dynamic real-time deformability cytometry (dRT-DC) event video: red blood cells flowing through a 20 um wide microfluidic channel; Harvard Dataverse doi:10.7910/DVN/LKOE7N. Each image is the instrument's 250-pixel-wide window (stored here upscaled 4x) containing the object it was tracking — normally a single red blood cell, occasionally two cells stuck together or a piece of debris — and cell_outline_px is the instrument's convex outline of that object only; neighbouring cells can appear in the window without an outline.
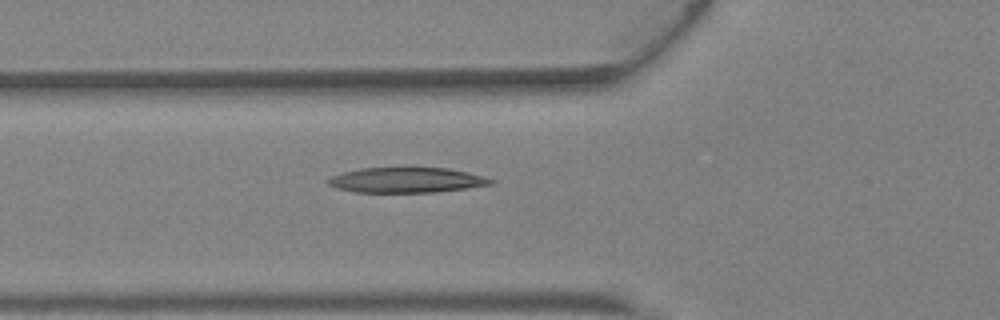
{"species": "Egyptian fruit bat (a non-hibernating species)", "species_latin": "Rousettus aegyptiacus", "temperature_condition": "warm", "stored_images_in_passage": 5, "camera_frame_rate_fps": 3000, "um_per_image_px": 0.085, "animal": {"sex": "female"}, "frame": {"image": 1, "passage_image": 5, "time_ms": 1.333, "image_size_px": [1000, 320], "cell_outline_px": [[496, 180], [492, 184], [468, 188], [436, 192], [356, 192], [336, 188], [328, 184], [328, 180], [332, 176], [344, 172], [360, 168], [448, 168], [468, 172], [484, 176]], "centroid_in_image_um": [34.6, 15.31], "position_along_channel_um": 91.2, "area_um2": 23.81}}